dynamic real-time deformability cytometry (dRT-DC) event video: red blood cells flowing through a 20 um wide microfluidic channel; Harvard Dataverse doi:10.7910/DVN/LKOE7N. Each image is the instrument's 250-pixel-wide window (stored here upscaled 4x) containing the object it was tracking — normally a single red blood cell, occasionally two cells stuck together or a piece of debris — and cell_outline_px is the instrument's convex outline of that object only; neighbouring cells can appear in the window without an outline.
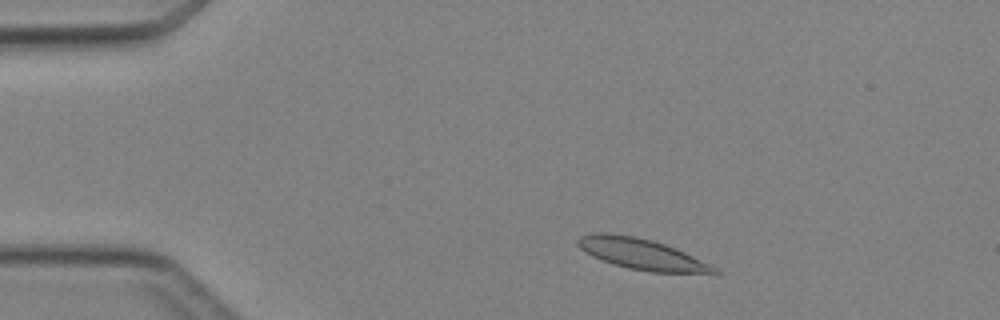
{"species": "Egyptian fruit bat (a non-hibernating species)", "species_latin": "Rousettus aegyptiacus", "temperature_condition": "cold", "stored_images_in_passage": 3, "camera_frame_rate_fps": 3000, "um_per_image_px": 0.085, "animal": {"sex": "female"}, "frame": {"image": 1, "passage_image": 1, "time_ms": 0.0, "image_size_px": [1000, 320], "cell_outline_px": [[720, 272], [648, 272], [628, 268], [612, 264], [592, 256], [580, 248], [576, 244], [576, 240], [580, 236], [592, 232], [608, 232], [636, 236], [652, 240], [676, 248], [716, 268]], "centroid_in_image_um": [54.41, 21.56], "position_along_channel_um": 30.6, "area_um2": 24.28}}
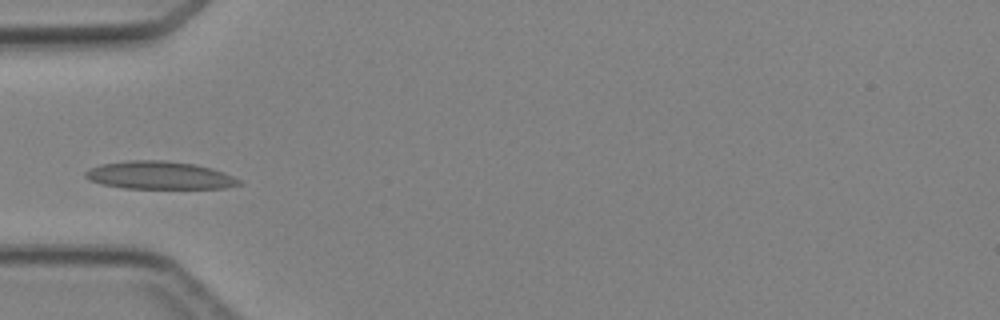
{"frame": {"image": 2, "passage_image": 3, "time_ms": 2.333, "image_size_px": [1000, 320], "cell_outline_px": [[244, 184], [224, 188], [124, 188], [100, 184], [88, 180], [84, 176], [84, 172], [100, 164], [128, 160], [164, 160], [192, 164], [212, 168], [224, 172], [240, 180]], "centroid_in_image_um": [13.54, 14.9], "position_along_channel_um": 71.5, "area_um2": 24.97}}